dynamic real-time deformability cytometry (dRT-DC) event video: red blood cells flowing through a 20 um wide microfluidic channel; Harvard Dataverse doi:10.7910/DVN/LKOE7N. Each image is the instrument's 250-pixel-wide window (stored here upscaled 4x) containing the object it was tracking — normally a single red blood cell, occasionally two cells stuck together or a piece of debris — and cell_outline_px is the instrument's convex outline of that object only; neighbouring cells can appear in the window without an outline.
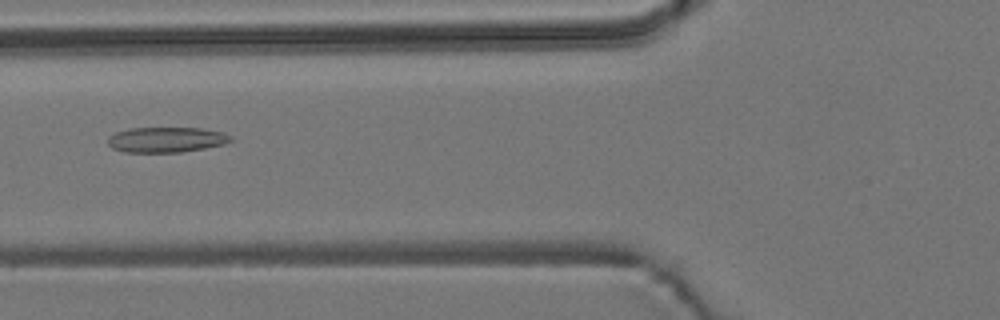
{"species": "common noctule bat (a hibernating species)", "species_latin": "Nyctalus noctula", "temperature_condition": "room temperature", "stored_images_in_passage": 4, "camera_frame_rate_fps": 3000, "um_per_image_px": 0.085, "animal": {"sex": "male", "body_mass_g": 19.2, "forearm_length_mm": 51.8}, "frame": {"image": 1, "passage_image": 2, "time_ms": 1.333, "image_size_px": [1000, 320], "cell_outline_px": [[232, 140], [224, 144], [204, 148], [180, 152], [124, 152], [112, 148], [108, 144], [108, 136], [116, 132], [128, 128], [200, 128], [224, 132], [232, 136]], "centroid_in_image_um": [14.13, 11.87], "position_along_channel_um": 111.7, "area_um2": 18.15}}
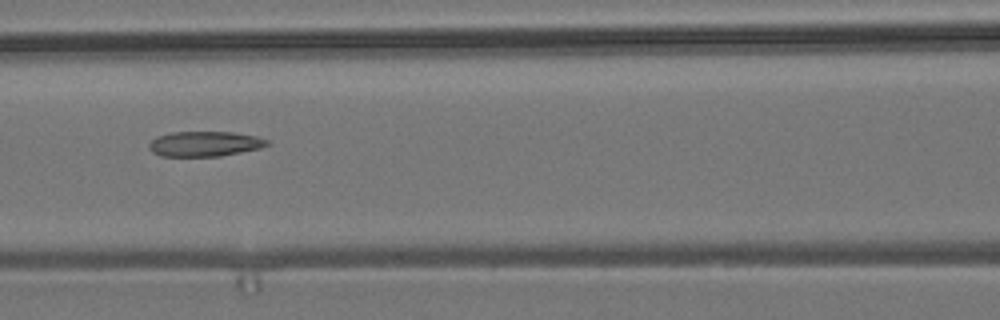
{"frame": {"image": 2, "passage_image": 3, "time_ms": 2.333, "image_size_px": [1000, 320], "cell_outline_px": [[272, 144], [260, 148], [220, 156], [160, 156], [152, 152], [148, 148], [148, 144], [156, 136], [172, 132], [232, 132], [256, 136], [268, 140]], "centroid_in_image_um": [17.39, 12.22], "position_along_channel_um": 149.2, "area_um2": 17.34}}
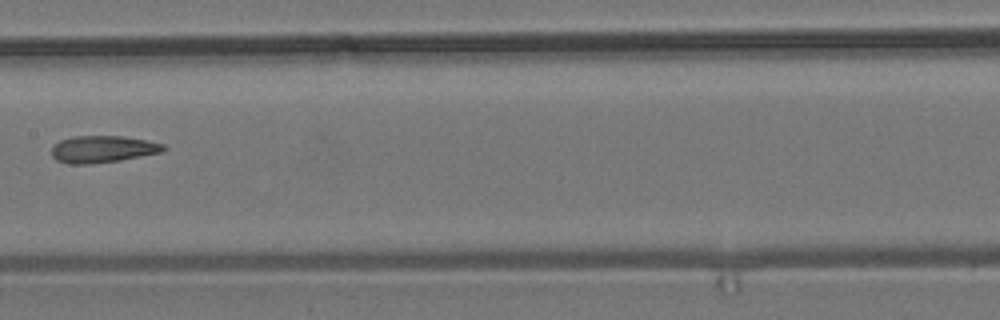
{"frame": {"image": 3, "passage_image": 4, "time_ms": 3.667, "image_size_px": [1000, 320], "cell_outline_px": [[168, 148], [160, 152], [120, 160], [92, 164], [68, 164], [56, 160], [52, 156], [52, 144], [60, 140], [72, 136], [120, 136], [148, 140], [164, 144]], "centroid_in_image_um": [8.7, 12.67], "position_along_channel_um": 198.7, "area_um2": 17.69}}